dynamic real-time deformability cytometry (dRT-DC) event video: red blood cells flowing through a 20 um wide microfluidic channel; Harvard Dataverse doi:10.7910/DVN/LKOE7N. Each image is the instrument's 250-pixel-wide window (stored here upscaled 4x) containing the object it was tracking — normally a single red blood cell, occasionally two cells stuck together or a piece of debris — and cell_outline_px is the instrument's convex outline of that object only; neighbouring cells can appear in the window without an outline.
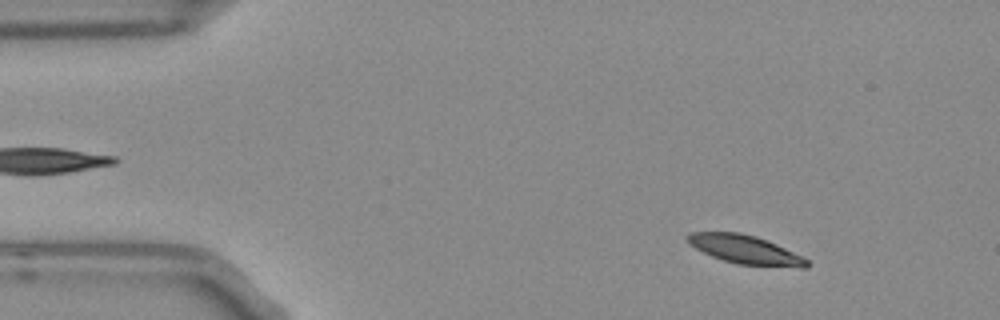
{"species": "Egyptian fruit bat (a non-hibernating species)", "species_latin": "Rousettus aegyptiacus", "temperature_condition": "room temperature", "stored_images_in_passage": 53, "camera_frame_rate_fps": 3000, "um_per_image_px": 0.085, "frame": {"image": 1, "passage_image": 6, "time_ms": 1.667, "image_size_px": [1000, 320], "cell_outline_px": [[808, 268], [800, 268], [736, 264], [712, 256], [688, 244], [684, 240], [684, 236], [688, 232], [740, 232], [756, 236], [776, 244], [808, 260]], "centroid_in_image_um": [63.28, 21.21], "position_along_channel_um": 21.7, "area_um2": 20.0}}
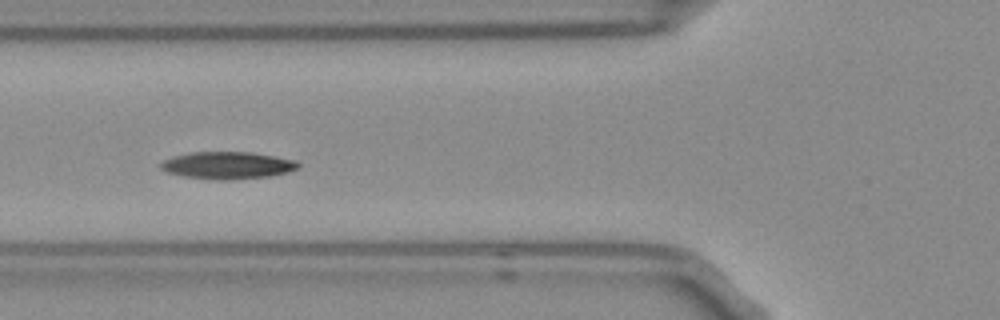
{"frame": {"image": 2, "passage_image": 19, "time_ms": 6.0, "image_size_px": [1000, 320], "cell_outline_px": [[300, 168], [288, 172], [272, 176], [232, 180], [216, 180], [184, 176], [168, 172], [160, 168], [160, 164], [164, 160], [172, 156], [192, 152], [252, 152], [276, 156], [296, 160], [300, 164]], "centroid_in_image_um": [19.39, 14.05], "position_along_channel_um": 106.4, "area_um2": 22.02}}
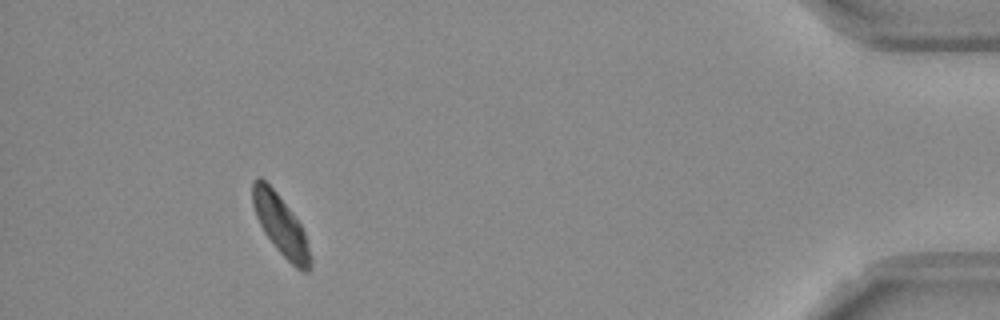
{"frame": {"image": 3, "passage_image": 49, "time_ms": 16.0, "image_size_px": [1000, 320], "cell_outline_px": [[312, 268], [308, 272], [304, 272], [296, 268], [276, 248], [264, 232], [256, 216], [252, 204], [252, 180], [256, 176], [260, 176], [276, 192], [300, 224], [304, 232], [312, 256]], "centroid_in_image_um": [23.86, 19.15], "position_along_channel_um": 411.3, "area_um2": 20.11}, "authors_computed_cell_mechanics": {"area_um2": 20.9236, "velocity_mm_per_s": 3.7013, "shape_relaxation_time_tau1_ms": 2.4166, "shape_relaxation_time_tau2_ms": null, "deformation_change_tau1": 0.1115, "deformation_change_tau2": null}}